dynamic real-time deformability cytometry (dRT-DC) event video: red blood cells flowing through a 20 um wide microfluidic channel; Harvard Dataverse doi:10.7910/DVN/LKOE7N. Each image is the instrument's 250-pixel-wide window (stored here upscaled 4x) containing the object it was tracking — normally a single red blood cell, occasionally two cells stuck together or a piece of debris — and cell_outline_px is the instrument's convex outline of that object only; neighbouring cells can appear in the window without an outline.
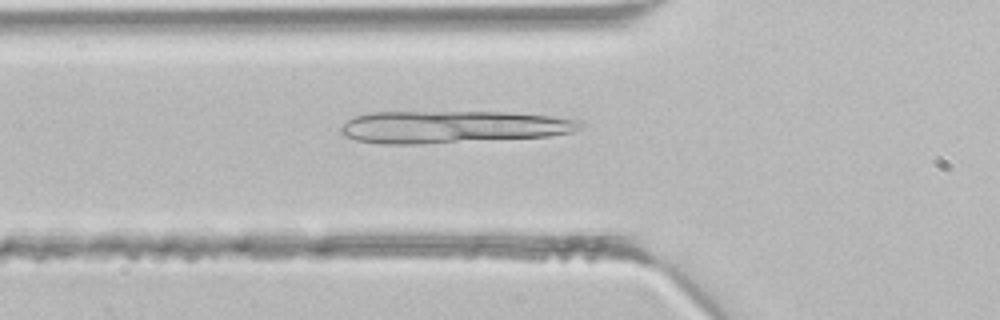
{"species": "common noctule bat (a hibernating species)", "species_latin": "Nyctalus noctula", "temperature_condition": "room temperature", "stored_images_in_passage": 27, "camera_frame_rate_fps": 3000, "um_per_image_px": 0.085, "animal": {"sex": "male", "body_mass_g": 21.5, "forearm_length_mm": 52.0}, "frame": {"image": 1, "passage_image": 2, "time_ms": 0.333, "image_size_px": [1000, 320], "cell_outline_px": [[584, 124], [580, 128], [572, 132], [548, 136], [424, 144], [380, 144], [356, 140], [344, 136], [340, 132], [340, 128], [348, 120], [356, 116], [372, 112], [512, 112], [552, 116], [580, 120]], "centroid_in_image_um": [38.48, 10.78], "position_along_channel_um": 87.3, "area_um2": 45.26}}
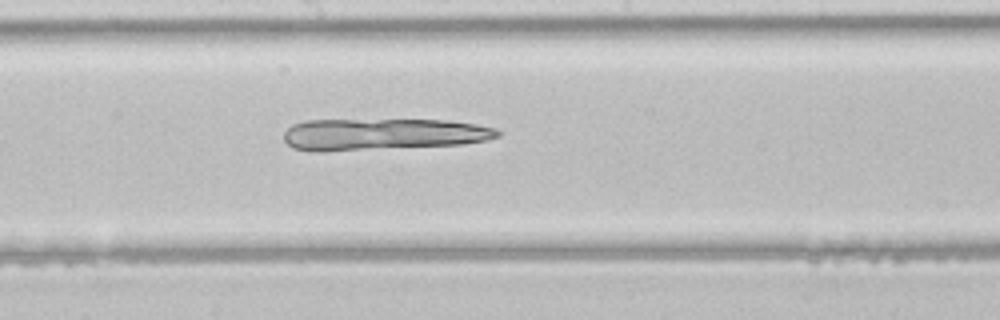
{"frame": {"image": 2, "passage_image": 10, "time_ms": 3.0, "image_size_px": [1000, 320], "cell_outline_px": [[500, 136], [488, 140], [464, 144], [324, 152], [308, 152], [292, 148], [284, 140], [284, 132], [292, 124], [304, 120], [448, 120], [476, 124], [496, 128], [500, 132]], "centroid_in_image_um": [32.51, 11.42], "position_along_channel_um": 215.7, "area_um2": 40.06}}
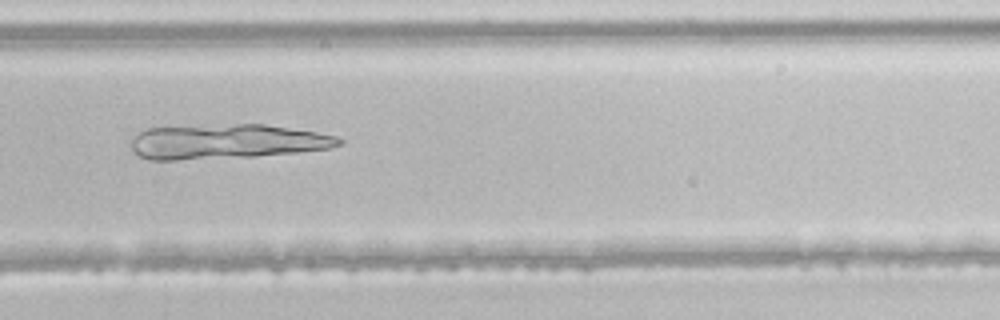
{"frame": {"image": 3, "passage_image": 16, "time_ms": 5.0, "image_size_px": [1000, 320], "cell_outline_px": [[344, 144], [328, 148], [296, 152], [256, 156], [180, 160], [148, 160], [132, 152], [132, 140], [140, 132], [148, 128], [236, 124], [264, 124], [316, 132], [336, 136], [344, 140]], "centroid_in_image_um": [19.28, 12.04], "position_along_channel_um": 310.5, "area_um2": 41.85}}